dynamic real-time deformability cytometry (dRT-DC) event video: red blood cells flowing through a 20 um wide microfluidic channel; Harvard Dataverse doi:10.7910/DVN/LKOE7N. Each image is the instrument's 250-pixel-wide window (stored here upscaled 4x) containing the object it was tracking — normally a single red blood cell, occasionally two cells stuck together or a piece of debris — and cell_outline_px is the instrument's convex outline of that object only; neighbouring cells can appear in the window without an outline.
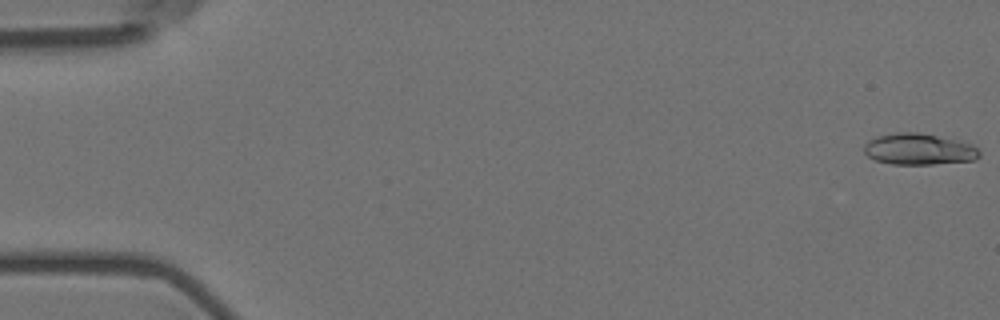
{"species": "Egyptian fruit bat (a non-hibernating species)", "species_latin": "Rousettus aegyptiacus", "temperature_condition": "room temperature", "stored_images_in_passage": 56, "camera_frame_rate_fps": 3000, "um_per_image_px": 0.085, "animal": {"sex": "female"}, "frame": {"image": 1, "passage_image": 1, "time_ms": 0.0, "image_size_px": [1000, 320], "cell_outline_px": [[980, 156], [976, 160], [932, 164], [892, 164], [876, 160], [868, 156], [864, 152], [864, 144], [868, 140], [876, 136], [896, 132], [916, 132], [956, 140], [972, 144], [980, 152]], "centroid_in_image_um": [78.09, 12.68], "position_along_channel_um": 6.9, "area_um2": 20.98}}
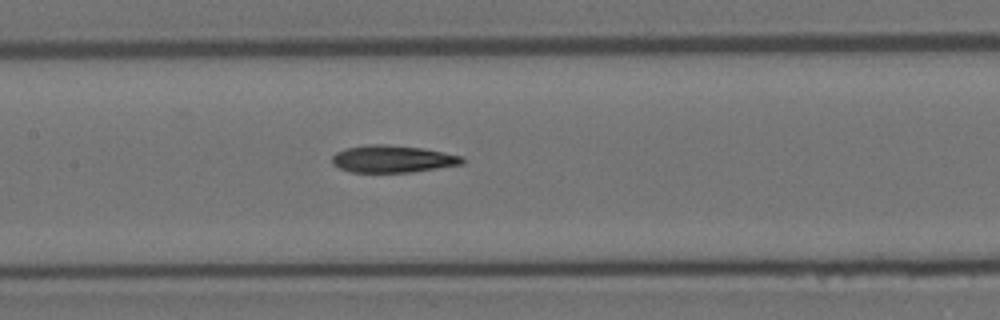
{"frame": {"image": 2, "passage_image": 27, "time_ms": 8.667, "image_size_px": [1000, 320], "cell_outline_px": [[464, 164], [412, 172], [352, 172], [340, 168], [332, 164], [332, 156], [336, 152], [348, 148], [372, 144], [384, 144], [424, 148], [464, 156]], "centroid_in_image_um": [33.41, 13.51], "position_along_channel_um": 174.0, "area_um2": 20.63}}
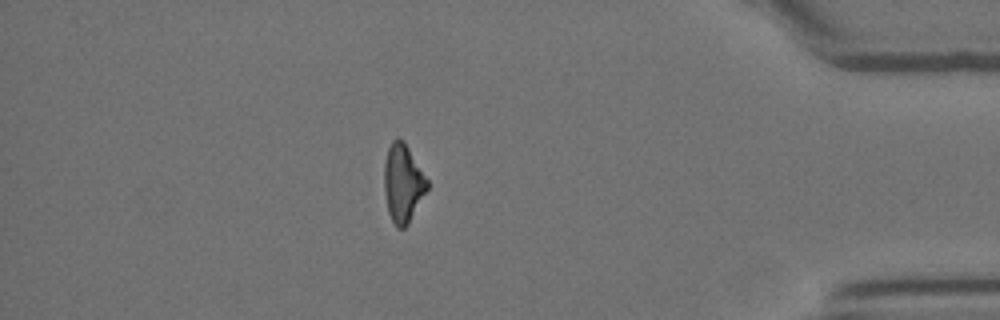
{"frame": {"image": 3, "passage_image": 49, "time_ms": 16.0, "image_size_px": [1000, 320], "cell_outline_px": [[428, 188], [408, 224], [404, 228], [396, 228], [388, 212], [384, 192], [384, 164], [388, 148], [392, 140], [404, 140], [428, 180]], "centroid_in_image_um": [34.24, 15.58], "position_along_channel_um": 401.0, "area_um2": 19.48}, "authors_computed_cell_mechanics": {"area_um2": 20.4901, "velocity_mm_per_s": 3.6288, "shape_relaxation_time_tau1_ms": 7.9424, "shape_relaxation_time_tau2_ms": 8.6232, "deformation_change_tau1": 0.213, "deformation_change_tau2": 0.2121}}